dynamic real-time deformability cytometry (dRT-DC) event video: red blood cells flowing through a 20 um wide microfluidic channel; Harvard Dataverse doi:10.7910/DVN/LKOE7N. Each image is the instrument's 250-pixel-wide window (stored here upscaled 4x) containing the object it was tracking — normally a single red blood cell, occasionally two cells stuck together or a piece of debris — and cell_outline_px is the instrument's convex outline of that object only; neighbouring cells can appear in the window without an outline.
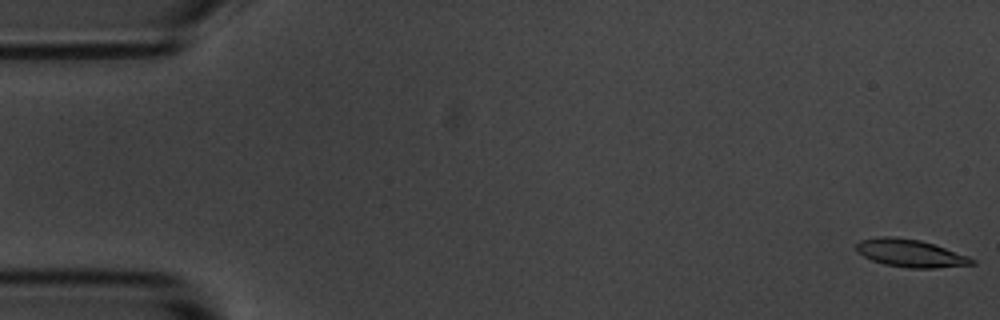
{"species": "common noctule bat (a hibernating species)", "species_latin": "Nyctalus noctula", "temperature_condition": "room temperature", "stored_images_in_passage": 56, "camera_frame_rate_fps": 3000, "um_per_image_px": 0.085, "animal": {"sex": "male", "body_mass_g": 20.1, "forearm_length_mm": 53.5}, "frame": {"image": 1, "passage_image": 1, "time_ms": 0.0, "image_size_px": [1000, 320], "cell_outline_px": [[976, 264], [936, 268], [908, 268], [884, 264], [872, 260], [856, 252], [856, 244], [860, 240], [876, 236], [896, 236], [920, 240], [968, 256], [976, 260]], "centroid_in_image_um": [77.35, 21.52], "position_along_channel_um": 7.6, "area_um2": 18.73}}
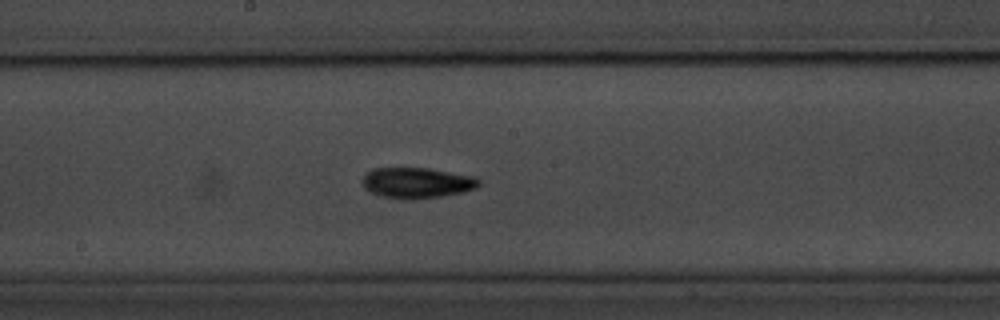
{"frame": {"image": 2, "passage_image": 29, "time_ms": 9.333, "image_size_px": [1000, 320], "cell_outline_px": [[480, 184], [476, 188], [464, 192], [440, 196], [412, 200], [380, 196], [364, 188], [364, 176], [372, 168], [428, 168], [476, 176], [480, 180]], "centroid_in_image_um": [35.48, 15.54], "position_along_channel_um": 212.7, "area_um2": 20.81}}
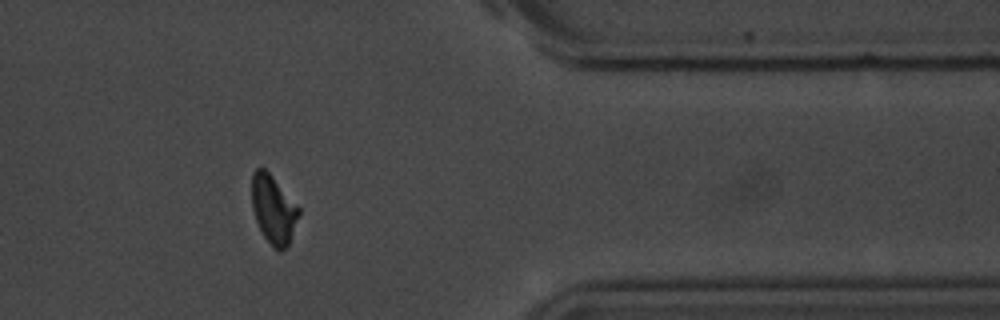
{"frame": {"image": 3, "passage_image": 45, "time_ms": 14.667, "image_size_px": [1000, 320], "cell_outline_px": [[300, 216], [288, 244], [280, 252], [276, 252], [272, 248], [264, 236], [256, 220], [252, 208], [252, 172], [256, 168], [264, 168], [272, 176], [300, 208]], "centroid_in_image_um": [23.24, 17.82], "position_along_channel_um": 388.2, "area_um2": 18.73}, "authors_computed_cell_mechanics": {"area_um2": 19.074, "velocity_mm_per_s": 3.6526, "shape_relaxation_time_tau1_ms": 4.2838, "shape_relaxation_time_tau2_ms": 3.5974, "deformation_change_tau1": 0.1754, "deformation_change_tau2": 0.1012}}